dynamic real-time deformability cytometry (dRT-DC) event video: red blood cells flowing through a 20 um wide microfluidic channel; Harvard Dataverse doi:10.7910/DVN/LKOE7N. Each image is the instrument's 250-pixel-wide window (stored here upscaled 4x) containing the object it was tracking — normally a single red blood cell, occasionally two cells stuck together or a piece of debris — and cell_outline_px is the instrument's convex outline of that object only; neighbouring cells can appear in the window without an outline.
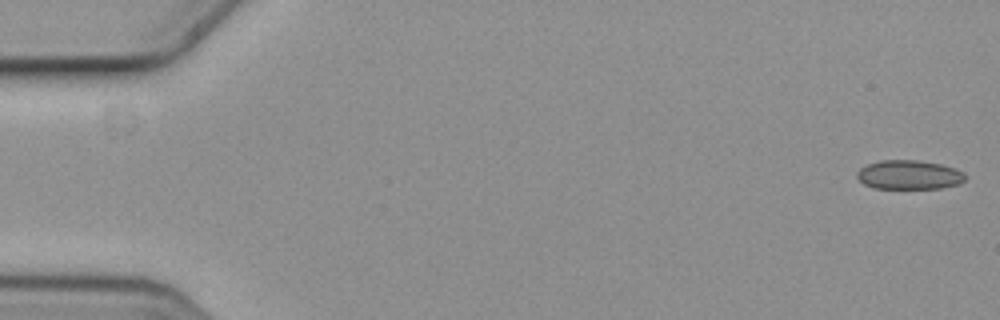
{"species": "common noctule bat (a hibernating species)", "species_latin": "Nyctalus noctula", "temperature_condition": "cold", "stored_images_in_passage": 5, "camera_frame_rate_fps": 3000, "um_per_image_px": 0.085, "animal": {"sex": "female", "body_mass_g": 19.3, "forearm_length_mm": 54.1}, "frame": {"image": 1, "passage_image": 1, "time_ms": 0.0, "image_size_px": [1000, 320], "cell_outline_px": [[964, 180], [960, 184], [940, 188], [876, 188], [864, 184], [856, 176], [856, 172], [860, 168], [868, 164], [880, 160], [916, 160], [940, 164], [956, 168], [964, 172]], "centroid_in_image_um": [77.27, 14.85], "position_along_channel_um": 7.7, "area_um2": 18.32}}